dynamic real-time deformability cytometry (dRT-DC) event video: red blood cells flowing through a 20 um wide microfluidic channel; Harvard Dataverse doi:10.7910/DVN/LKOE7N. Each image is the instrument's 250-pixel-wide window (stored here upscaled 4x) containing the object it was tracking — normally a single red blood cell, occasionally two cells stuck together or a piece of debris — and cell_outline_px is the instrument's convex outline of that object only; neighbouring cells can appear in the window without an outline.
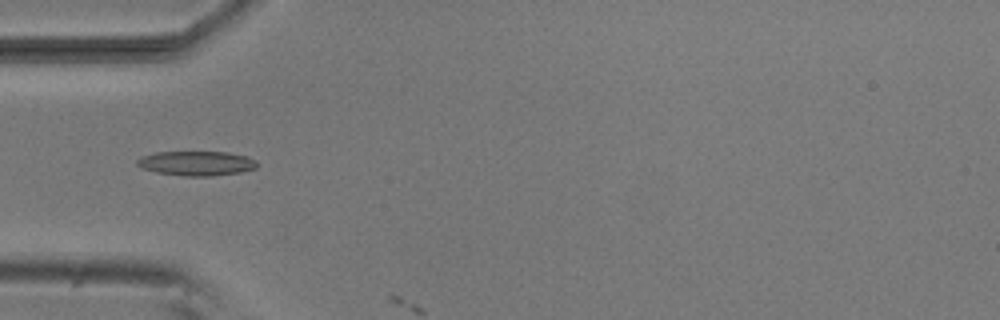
{"species": "common noctule bat (a hibernating species)", "species_latin": "Nyctalus noctula", "temperature_condition": "room temperature", "stored_images_in_passage": 18, "camera_frame_rate_fps": 3000, "um_per_image_px": 0.085, "animal": {"sex": "male", "body_mass_g": 20.5, "forearm_length_mm": 52.5}, "frame": {"image": 1, "passage_image": 17, "time_ms": 5.333, "image_size_px": [1000, 320], "cell_outline_px": [[256, 168], [240, 172], [212, 176], [184, 176], [156, 172], [140, 168], [136, 164], [136, 160], [140, 156], [156, 152], [228, 152], [248, 156], [256, 160]], "centroid_in_image_um": [16.67, 13.88], "position_along_channel_um": 68.3, "area_um2": 17.28}}